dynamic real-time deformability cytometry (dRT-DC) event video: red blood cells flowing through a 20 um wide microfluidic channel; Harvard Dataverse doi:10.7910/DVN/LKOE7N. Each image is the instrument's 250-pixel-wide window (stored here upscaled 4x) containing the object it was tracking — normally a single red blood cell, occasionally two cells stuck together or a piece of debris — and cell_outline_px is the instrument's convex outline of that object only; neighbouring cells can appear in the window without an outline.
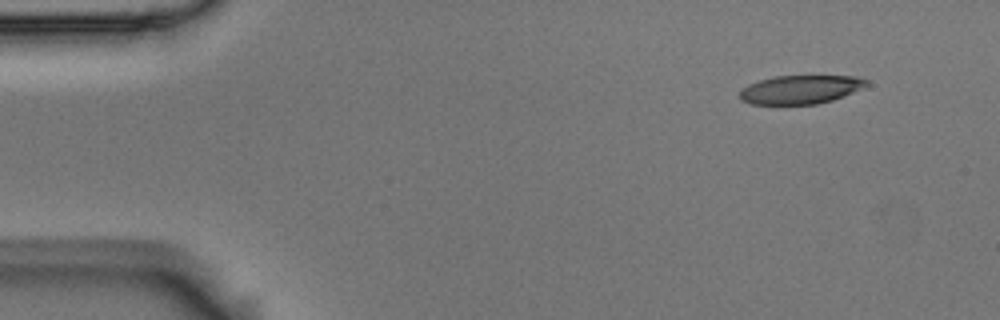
{"species": "Egyptian fruit bat (a non-hibernating species)", "species_latin": "Rousettus aegyptiacus", "temperature_condition": "room temperature", "stored_images_in_passage": 4, "camera_frame_rate_fps": 3000, "um_per_image_px": 0.085, "animal": {"sex": "male"}, "frame": {"image": 1, "passage_image": 1, "time_ms": 0.0, "image_size_px": [1000, 320], "cell_outline_px": [[868, 84], [864, 88], [844, 96], [832, 100], [816, 104], [748, 104], [740, 100], [740, 92], [748, 84], [760, 80], [776, 76], [856, 76], [868, 80]], "centroid_in_image_um": [68.06, 7.61], "position_along_channel_um": 16.9, "area_um2": 21.15}}
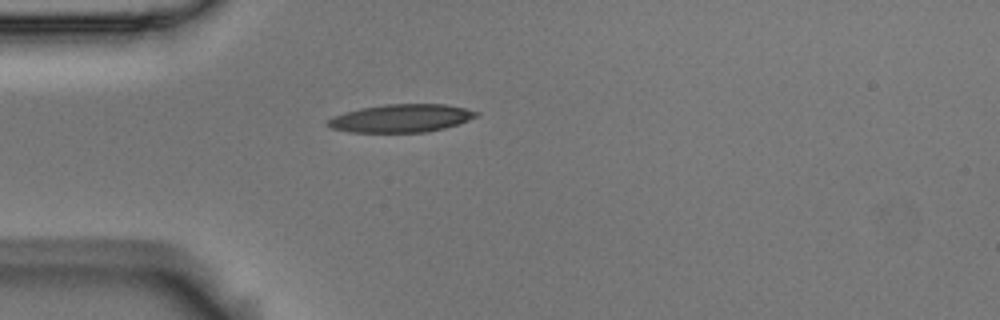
{"frame": {"image": 2, "passage_image": 4, "time_ms": 1.0, "image_size_px": [1000, 320], "cell_outline_px": [[480, 116], [444, 128], [424, 132], [348, 132], [332, 128], [324, 124], [332, 116], [344, 112], [360, 108], [384, 104], [444, 104], [464, 108], [480, 112]], "centroid_in_image_um": [34.07, 10.04], "position_along_channel_um": 50.9, "area_um2": 24.28}}